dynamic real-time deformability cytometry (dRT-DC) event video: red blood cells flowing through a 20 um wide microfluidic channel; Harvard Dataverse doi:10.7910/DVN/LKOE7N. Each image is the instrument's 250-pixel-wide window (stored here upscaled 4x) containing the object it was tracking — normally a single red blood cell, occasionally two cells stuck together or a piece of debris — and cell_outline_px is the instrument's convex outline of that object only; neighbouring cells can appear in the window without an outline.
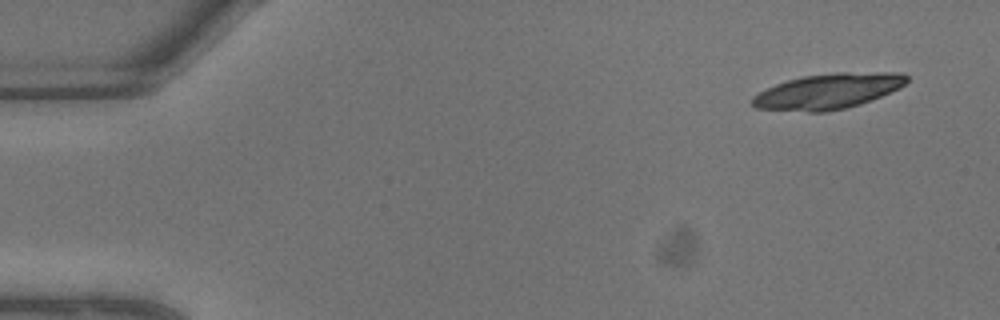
{"species": "common noctule bat (a hibernating species)", "species_latin": "Nyctalus noctula", "temperature_condition": "warm", "stored_images_in_passage": 9, "camera_frame_rate_fps": 3000, "um_per_image_px": 0.085, "animal": {"sex": "male", "body_mass_g": 13.3}, "frame": {"image": 1, "passage_image": 1, "time_ms": 0.0, "image_size_px": [1000, 320], "cell_outline_px": [[908, 80], [900, 88], [860, 104], [828, 112], [808, 112], [756, 108], [752, 104], [752, 96], [776, 84], [800, 76], [836, 72], [900, 72], [908, 76]], "centroid_in_image_um": [70.4, 7.75], "position_along_channel_um": 14.6, "area_um2": 31.85}}
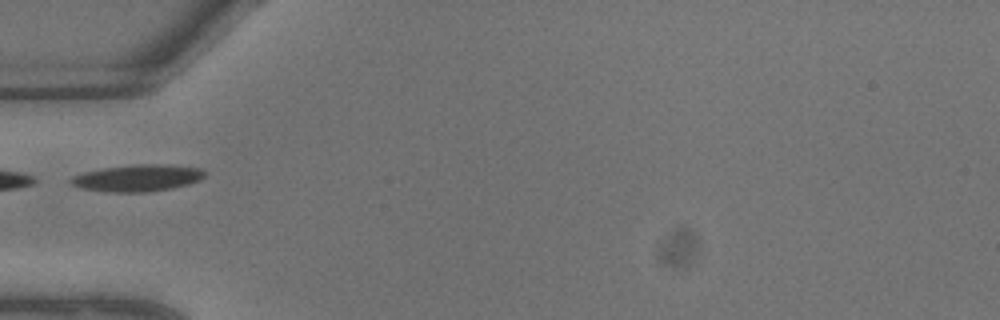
{"frame": {"image": 2, "passage_image": 7, "time_ms": 2.0, "image_size_px": [1000, 320], "cell_outline_px": [[204, 176], [200, 180], [188, 184], [172, 188], [148, 192], [108, 192], [80, 188], [68, 184], [68, 180], [72, 176], [84, 172], [104, 168], [140, 164], [160, 164], [200, 168], [204, 172]], "centroid_in_image_um": [11.63, 15.14], "position_along_channel_um": 73.4, "area_um2": 20.87}}